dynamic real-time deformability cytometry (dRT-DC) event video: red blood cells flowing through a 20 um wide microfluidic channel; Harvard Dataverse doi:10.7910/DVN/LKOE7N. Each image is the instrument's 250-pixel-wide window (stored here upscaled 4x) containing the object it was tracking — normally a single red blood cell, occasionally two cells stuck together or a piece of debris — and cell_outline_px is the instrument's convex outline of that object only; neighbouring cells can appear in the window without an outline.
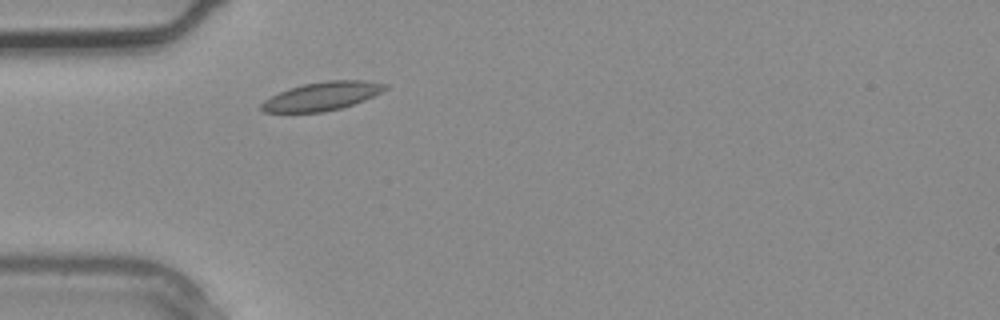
{"species": "common noctule bat (a hibernating species)", "species_latin": "Nyctalus noctula", "temperature_condition": "warm", "stored_images_in_passage": 1, "camera_frame_rate_fps": 3000, "um_per_image_px": 0.085, "animal": {"sex": "male", "body_mass_g": 20.4}, "frame": {"image": 1, "passage_image": 1, "time_ms": 0.0, "image_size_px": [1000, 320], "cell_outline_px": [[388, 88], [364, 100], [340, 108], [324, 112], [264, 112], [260, 108], [260, 104], [264, 100], [288, 88], [304, 84], [328, 80], [364, 80], [388, 84]], "centroid_in_image_um": [27.36, 8.17], "position_along_channel_um": 57.6, "area_um2": 20.35}}